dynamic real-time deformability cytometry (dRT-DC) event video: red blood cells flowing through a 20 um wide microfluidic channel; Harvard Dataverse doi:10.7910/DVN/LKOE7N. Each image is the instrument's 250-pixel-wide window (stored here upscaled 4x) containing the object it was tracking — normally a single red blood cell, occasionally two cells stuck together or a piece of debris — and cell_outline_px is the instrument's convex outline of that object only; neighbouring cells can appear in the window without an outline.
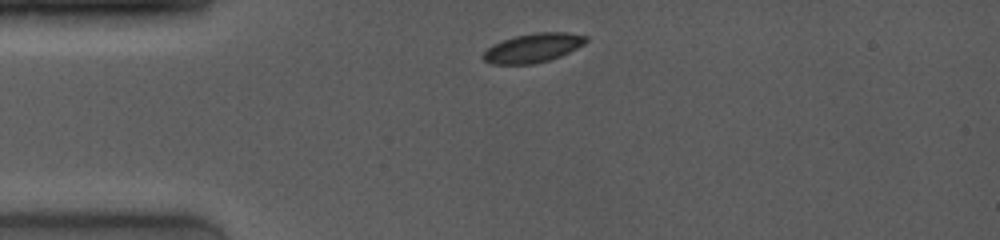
{"species": "common noctule bat (a hibernating species)", "species_latin": "Nyctalus noctula", "temperature_condition": "room temperature", "stored_images_in_passage": 2, "camera_frame_rate_fps": 4000, "um_per_image_px": 0.085, "animal": {"sex": "female", "body_mass_g": 19.0, "forearm_length_mm": 53.3}, "frame": {"image": 1, "passage_image": 1, "time_ms": 0.0, "image_size_px": [1000, 240], "cell_outline_px": [[588, 40], [584, 44], [552, 60], [536, 64], [492, 64], [484, 60], [480, 56], [492, 44], [500, 40], [512, 36], [532, 32], [564, 32], [588, 36]], "centroid_in_image_um": [45.27, 4.07], "position_along_channel_um": 39.7, "area_um2": 17.74}}